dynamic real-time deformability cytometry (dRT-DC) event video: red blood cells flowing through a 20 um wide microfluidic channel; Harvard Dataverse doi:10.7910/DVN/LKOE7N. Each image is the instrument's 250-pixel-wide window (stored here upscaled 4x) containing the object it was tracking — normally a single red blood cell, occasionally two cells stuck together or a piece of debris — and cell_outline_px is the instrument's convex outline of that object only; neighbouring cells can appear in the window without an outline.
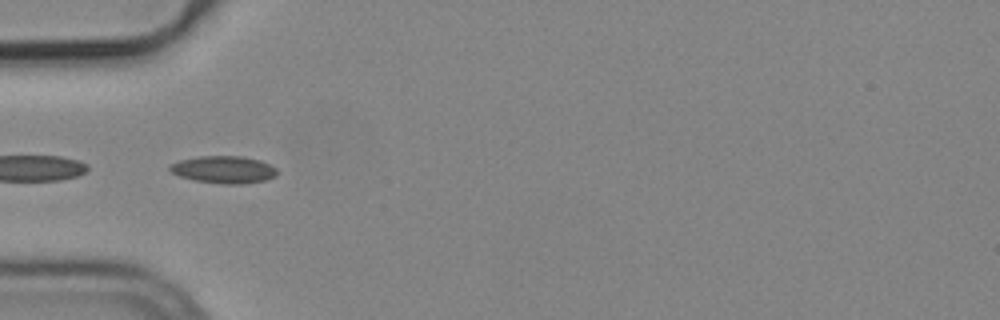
{"species": "common noctule bat (a hibernating species)", "species_latin": "Nyctalus noctula", "temperature_condition": "cold", "stored_images_in_passage": 20, "segment_of_instrument_passage": [2, 2], "camera_frame_rate_fps": 3000, "um_per_image_px": 0.085, "animal": {"sex": "male", "body_mass_g": 19.2, "forearm_length_mm": 51.8}, "frame": {"image": 1, "passage_image": 18, "time_ms": 5.667, "image_size_px": [1000, 320], "cell_outline_px": [[276, 176], [264, 180], [240, 184], [224, 184], [192, 180], [180, 176], [172, 172], [168, 168], [172, 164], [180, 160], [200, 156], [240, 156], [260, 160], [276, 168]], "centroid_in_image_um": [19.01, 14.42], "position_along_channel_um": 66.0, "area_um2": 16.88}}